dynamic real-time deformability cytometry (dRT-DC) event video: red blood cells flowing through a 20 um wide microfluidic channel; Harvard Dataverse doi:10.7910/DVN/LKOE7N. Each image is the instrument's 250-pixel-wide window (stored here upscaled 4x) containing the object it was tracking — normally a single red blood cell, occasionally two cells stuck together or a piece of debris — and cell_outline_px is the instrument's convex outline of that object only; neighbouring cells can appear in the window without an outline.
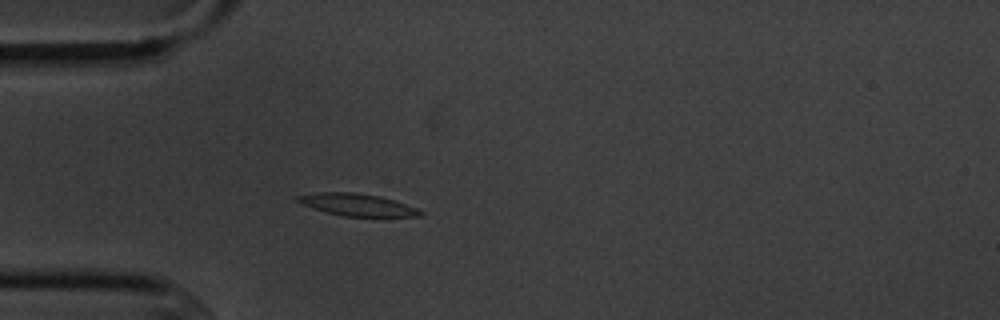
{"species": "common noctule bat (a hibernating species)", "species_latin": "Nyctalus noctula", "temperature_condition": "cold", "stored_images_in_passage": 2, "camera_frame_rate_fps": 3000, "um_per_image_px": 0.085, "animal": {"sex": "male", "body_mass_g": 20.1, "forearm_length_mm": 53.5}, "frame": {"image": 1, "passage_image": 2, "time_ms": 1.333, "image_size_px": [1000, 320], "cell_outline_px": [[424, 216], [340, 216], [304, 204], [296, 200], [296, 196], [320, 192], [352, 192], [380, 196], [416, 208], [424, 212]], "centroid_in_image_um": [30.39, 17.4], "position_along_channel_um": 54.6, "area_um2": 15.43}}